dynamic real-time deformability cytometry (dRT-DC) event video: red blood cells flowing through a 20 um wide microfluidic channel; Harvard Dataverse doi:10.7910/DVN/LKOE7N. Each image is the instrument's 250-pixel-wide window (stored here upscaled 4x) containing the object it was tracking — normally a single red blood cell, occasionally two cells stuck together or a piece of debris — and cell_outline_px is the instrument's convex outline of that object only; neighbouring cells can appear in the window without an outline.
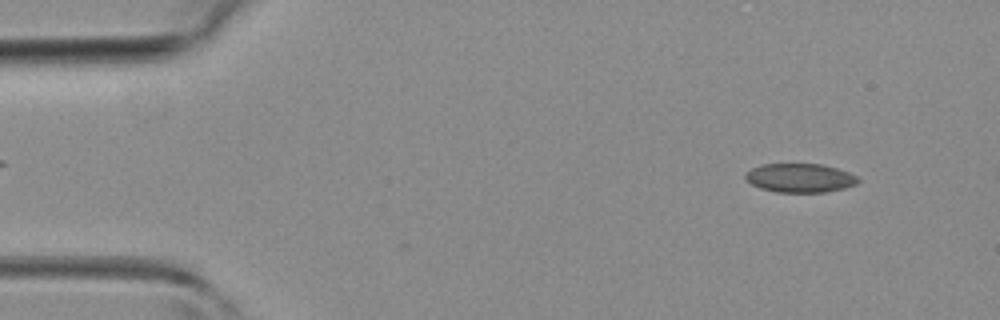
{"species": "common noctule bat (a hibernating species)", "species_latin": "Nyctalus noctula", "temperature_condition": "room temperature", "stored_images_in_passage": 8, "camera_frame_rate_fps": 3000, "um_per_image_px": 0.085, "animal": {"sex": "female", "body_mass_g": 19.3, "forearm_length_mm": 54.1}, "frame": {"image": 1, "passage_image": 3, "time_ms": 0.667, "image_size_px": [1000, 320], "cell_outline_px": [[860, 180], [856, 184], [844, 188], [824, 192], [776, 192], [760, 188], [752, 184], [744, 176], [752, 168], [760, 164], [820, 164], [836, 168], [848, 172], [856, 176]], "centroid_in_image_um": [68.0, 15.12], "position_along_channel_um": 17.0, "area_um2": 18.79}}